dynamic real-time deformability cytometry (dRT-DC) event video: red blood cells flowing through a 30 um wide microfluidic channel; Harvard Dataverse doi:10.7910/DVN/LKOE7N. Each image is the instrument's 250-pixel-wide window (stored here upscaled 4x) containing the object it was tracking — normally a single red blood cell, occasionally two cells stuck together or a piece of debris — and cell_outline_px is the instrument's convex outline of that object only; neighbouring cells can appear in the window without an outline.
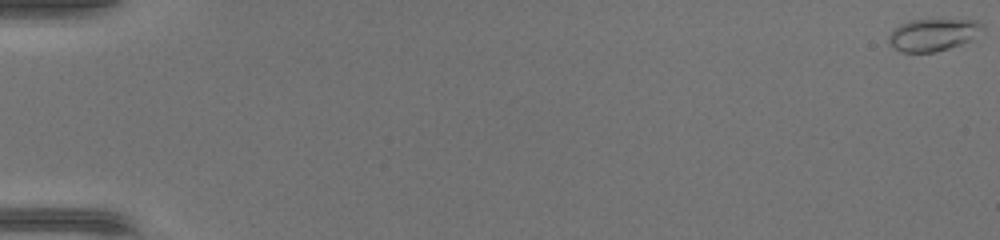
{"species": "common noctule bat (a hibernating species)", "species_latin": "Nyctalus noctula", "temperature_condition": "warm", "stored_images_in_passage": 48, "camera_frame_rate_fps": 3000, "um_per_image_px": 0.085, "animal": {"sex": "female", "body_mass_g": 17.0, "forearm_length_mm": 48.0}, "frame": {"image": 1, "passage_image": 1, "time_ms": 0.0, "image_size_px": [1000, 240], "cell_outline_px": [[984, 28], [968, 40], [960, 44], [936, 52], [900, 52], [892, 48], [888, 44], [888, 36], [892, 28], [908, 20], [932, 16], [976, 20], [984, 24]], "centroid_in_image_um": [79.25, 2.88], "position_along_channel_um": 5.8, "area_um2": 18.61}}
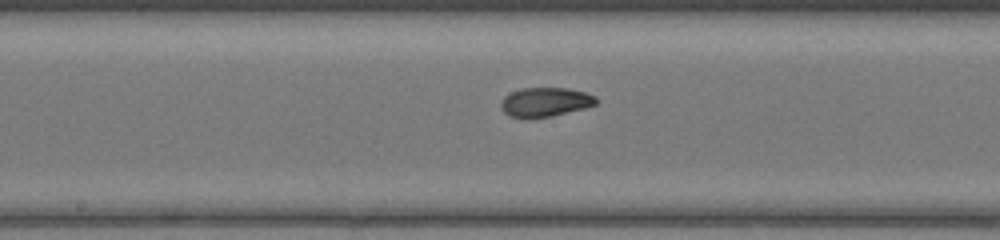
{"frame": {"image": 2, "passage_image": 27, "time_ms": 8.667, "image_size_px": [1000, 240], "cell_outline_px": [[600, 100], [596, 104], [584, 108], [548, 116], [508, 116], [500, 108], [500, 104], [504, 96], [520, 88], [568, 88], [584, 92], [596, 96]], "centroid_in_image_um": [46.36, 8.64], "position_along_channel_um": 201.8, "area_um2": 15.84}}
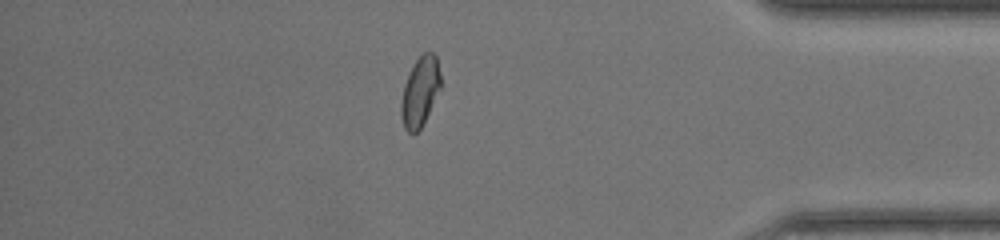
{"frame": {"image": 3, "passage_image": 42, "time_ms": 13.667, "image_size_px": [1000, 240], "cell_outline_px": [[440, 88], [420, 128], [416, 132], [408, 132], [404, 128], [400, 116], [400, 104], [404, 84], [408, 72], [412, 64], [424, 52], [432, 52], [436, 56], [440, 72]], "centroid_in_image_um": [35.67, 7.76], "position_along_channel_um": 399.5, "area_um2": 15.9}}